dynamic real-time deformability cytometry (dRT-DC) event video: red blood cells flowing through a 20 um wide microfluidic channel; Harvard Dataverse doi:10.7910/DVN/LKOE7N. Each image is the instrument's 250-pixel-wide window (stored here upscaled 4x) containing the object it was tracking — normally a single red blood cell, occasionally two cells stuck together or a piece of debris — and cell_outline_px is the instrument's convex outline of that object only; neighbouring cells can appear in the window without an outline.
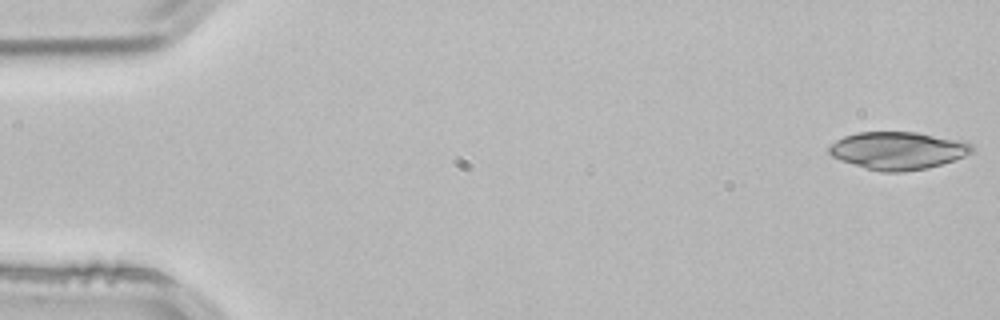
{"species": "common noctule bat (a hibernating species)", "species_latin": "Nyctalus noctula", "temperature_condition": "room temperature", "stored_images_in_passage": 4, "camera_frame_rate_fps": 3000, "um_per_image_px": 0.085, "animal": {"sex": "male", "body_mass_g": 21.5, "forearm_length_mm": 52.0}, "frame": {"image": 1, "passage_image": 1, "time_ms": 0.0, "image_size_px": [1000, 320], "cell_outline_px": [[972, 152], [964, 156], [940, 164], [924, 168], [904, 172], [880, 172], [840, 160], [832, 156], [828, 152], [828, 144], [844, 136], [856, 132], [916, 132], [968, 140], [972, 144]], "centroid_in_image_um": [76.32, 12.78], "position_along_channel_um": 8.7, "area_um2": 31.56}}